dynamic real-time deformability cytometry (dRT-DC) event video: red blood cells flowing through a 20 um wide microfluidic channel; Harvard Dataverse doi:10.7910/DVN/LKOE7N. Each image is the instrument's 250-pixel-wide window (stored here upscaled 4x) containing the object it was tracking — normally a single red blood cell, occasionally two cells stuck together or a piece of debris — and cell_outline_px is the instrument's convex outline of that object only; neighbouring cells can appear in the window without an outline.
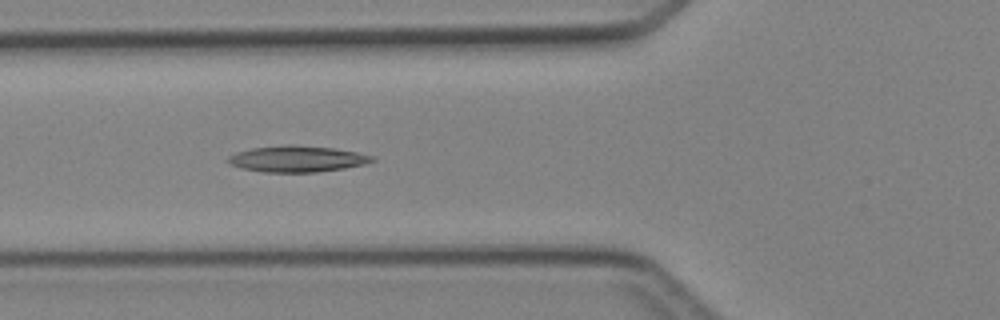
{"species": "Egyptian fruit bat (a non-hibernating species)", "species_latin": "Rousettus aegyptiacus", "temperature_condition": "cold", "stored_images_in_passage": 6, "camera_frame_rate_fps": 3000, "um_per_image_px": 0.085, "animal": {"sex": "female"}, "frame": {"image": 1, "passage_image": 4, "time_ms": 4.333, "image_size_px": [1000, 320], "cell_outline_px": [[376, 160], [364, 164], [344, 168], [316, 172], [264, 172], [244, 168], [228, 164], [224, 160], [228, 156], [236, 152], [252, 148], [284, 144], [296, 144], [332, 148], [356, 152], [376, 156]], "centroid_in_image_um": [25.23, 13.49], "position_along_channel_um": 100.6, "area_um2": 22.2}}
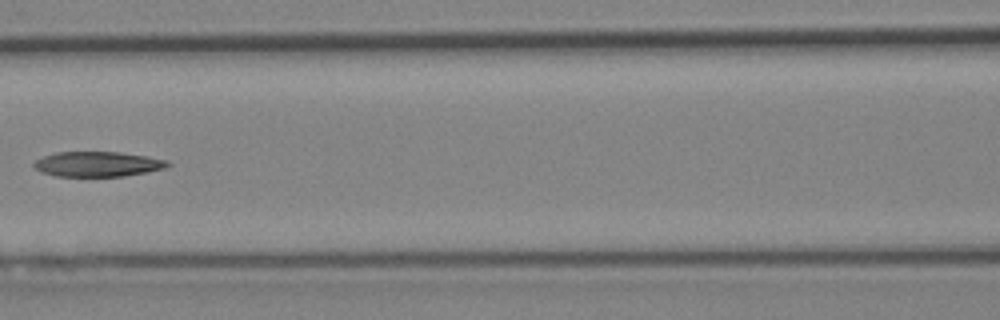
{"frame": {"image": 2, "passage_image": 5, "time_ms": 5.667, "image_size_px": [1000, 320], "cell_outline_px": [[172, 164], [164, 168], [148, 172], [124, 176], [56, 176], [40, 172], [32, 168], [32, 164], [36, 160], [44, 156], [56, 152], [120, 152], [148, 156], [168, 160]], "centroid_in_image_um": [8.3, 13.95], "position_along_channel_um": 158.3, "area_um2": 19.71}}
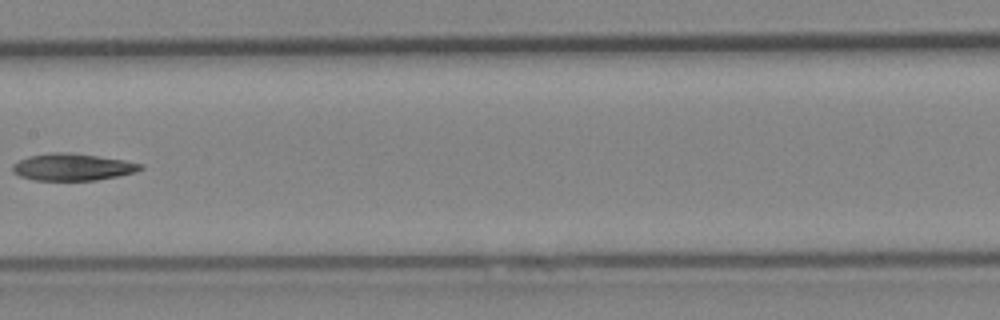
{"frame": {"image": 3, "passage_image": 6, "time_ms": 6.667, "image_size_px": [1000, 320], "cell_outline_px": [[144, 168], [136, 172], [96, 180], [36, 180], [20, 176], [12, 172], [12, 164], [28, 156], [52, 152], [68, 152], [124, 160], [144, 164]], "centroid_in_image_um": [6.16, 14.19], "position_along_channel_um": 201.2, "area_um2": 20.06}}